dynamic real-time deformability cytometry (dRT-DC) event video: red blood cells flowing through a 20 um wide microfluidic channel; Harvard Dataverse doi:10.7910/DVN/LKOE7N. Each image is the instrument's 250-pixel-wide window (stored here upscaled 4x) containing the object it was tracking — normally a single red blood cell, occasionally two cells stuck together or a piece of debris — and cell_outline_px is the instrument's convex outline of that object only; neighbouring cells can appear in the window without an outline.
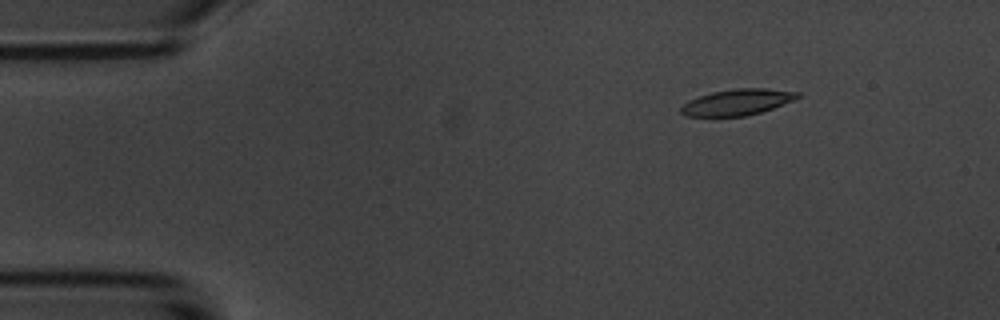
{"species": "common noctule bat (a hibernating species)", "species_latin": "Nyctalus noctula", "temperature_condition": "room temperature", "stored_images_in_passage": 4, "camera_frame_rate_fps": 3000, "um_per_image_px": 0.085, "animal": {"sex": "male", "body_mass_g": 20.1, "forearm_length_mm": 53.5}, "frame": {"image": 1, "passage_image": 2, "time_ms": 2.0, "image_size_px": [1000, 320], "cell_outline_px": [[800, 96], [792, 100], [772, 108], [760, 112], [744, 116], [688, 116], [680, 112], [680, 108], [688, 100], [712, 92], [736, 88], [764, 88], [800, 92]], "centroid_in_image_um": [62.65, 8.68], "position_along_channel_um": 22.4, "area_um2": 17.46}}